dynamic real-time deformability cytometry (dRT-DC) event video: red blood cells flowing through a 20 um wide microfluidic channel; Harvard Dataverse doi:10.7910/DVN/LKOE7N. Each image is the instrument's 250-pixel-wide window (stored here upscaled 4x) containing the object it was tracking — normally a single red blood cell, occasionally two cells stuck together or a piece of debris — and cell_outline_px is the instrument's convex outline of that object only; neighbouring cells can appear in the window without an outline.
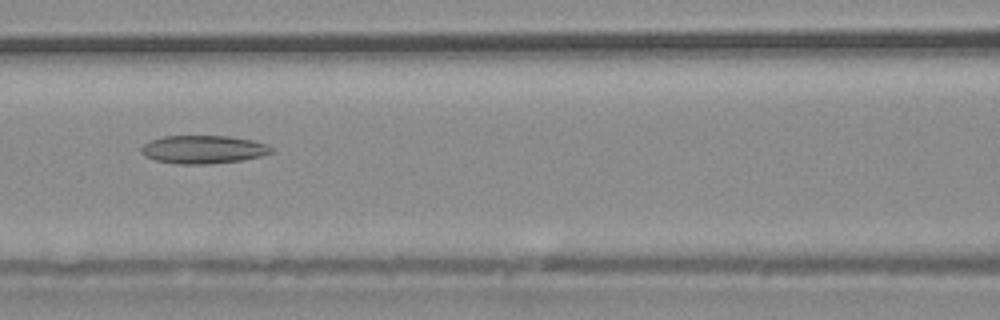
{"species": "common noctule bat (a hibernating species)", "species_latin": "Nyctalus noctula", "temperature_condition": "warm", "stored_images_in_passage": 38, "camera_frame_rate_fps": 3000, "um_per_image_px": 0.085, "animal": {"sex": "male", "body_mass_g": 20.4}, "frame": {"image": 1, "passage_image": 17, "time_ms": 5.333, "image_size_px": [1000, 320], "cell_outline_px": [[276, 152], [260, 156], [240, 160], [208, 164], [176, 164], [156, 160], [144, 156], [140, 152], [140, 148], [144, 144], [152, 140], [164, 136], [228, 136], [252, 140], [268, 144], [276, 148]], "centroid_in_image_um": [17.32, 12.7], "position_along_channel_um": 149.3, "area_um2": 21.5}}